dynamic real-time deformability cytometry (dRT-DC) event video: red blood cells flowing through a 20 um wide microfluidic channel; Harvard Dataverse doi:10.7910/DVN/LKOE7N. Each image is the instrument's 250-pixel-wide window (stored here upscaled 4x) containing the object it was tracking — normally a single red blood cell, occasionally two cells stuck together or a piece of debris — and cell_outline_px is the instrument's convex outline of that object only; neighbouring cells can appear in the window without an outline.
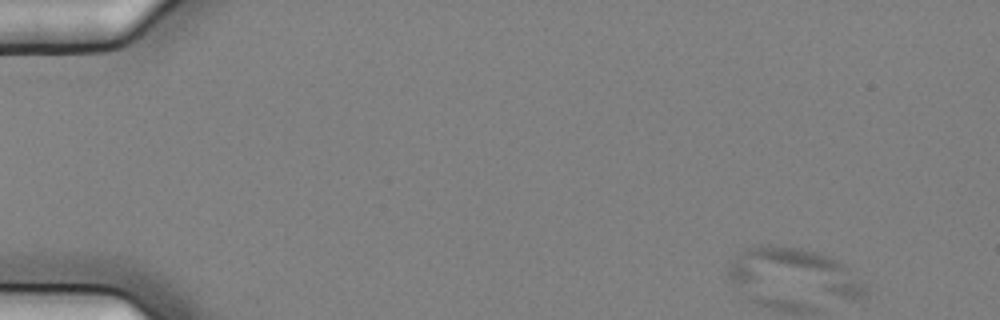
{"species": "common noctule bat (a hibernating species)", "species_latin": "Nyctalus noctula", "temperature_condition": "cold", "stored_images_in_passage": 4, "camera_frame_rate_fps": 3000, "um_per_image_px": 0.085, "animal": {"sex": "female", "body_mass_g": 25.1}, "frame": {"image": 1, "passage_image": 4, "time_ms": 1.0, "image_size_px": [1000, 320], "cell_outline_px": [[868, 288], [860, 296], [840, 296], [740, 284], [732, 280], [728, 276], [728, 264], [736, 252], [744, 248], [760, 244], [800, 248], [816, 252], [828, 256], [844, 264]], "centroid_in_image_um": [67.45, 23.04], "position_along_channel_um": 17.6, "area_um2": 35.78}}